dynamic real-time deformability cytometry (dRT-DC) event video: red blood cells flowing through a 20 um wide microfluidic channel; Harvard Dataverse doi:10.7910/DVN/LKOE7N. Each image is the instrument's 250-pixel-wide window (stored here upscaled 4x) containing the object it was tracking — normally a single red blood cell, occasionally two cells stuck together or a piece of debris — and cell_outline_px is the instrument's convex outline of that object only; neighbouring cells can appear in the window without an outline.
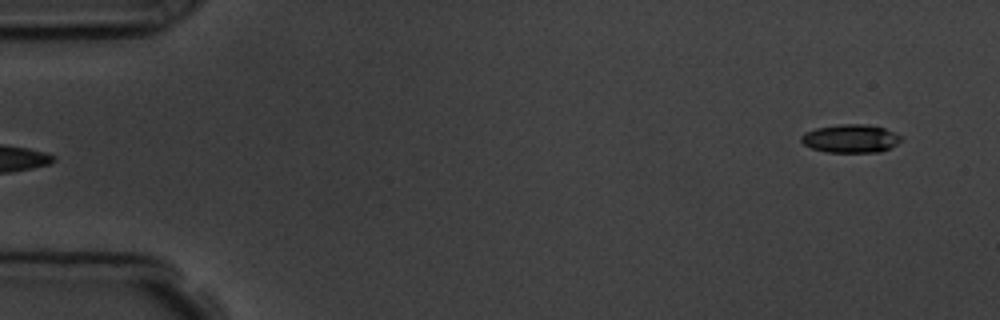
{"species": "common noctule bat (a hibernating species)", "species_latin": "Nyctalus noctula", "temperature_condition": "room temperature", "stored_images_in_passage": 6, "segment_of_instrument_passage": [2, 2], "camera_frame_rate_fps": 3000, "um_per_image_px": 0.085, "animal": {"sex": "male", "body_mass_g": 19.5, "forearm_length_mm": 54.6}, "frame": {"image": 1, "passage_image": 6, "time_ms": 5.667, "image_size_px": [1000, 320], "cell_outline_px": [[900, 140], [896, 144], [880, 152], [824, 152], [812, 148], [804, 144], [800, 140], [800, 136], [804, 132], [816, 128], [840, 124], [864, 124], [884, 128], [900, 136]], "centroid_in_image_um": [72.24, 11.78], "position_along_channel_um": 12.8, "area_um2": 16.3}}